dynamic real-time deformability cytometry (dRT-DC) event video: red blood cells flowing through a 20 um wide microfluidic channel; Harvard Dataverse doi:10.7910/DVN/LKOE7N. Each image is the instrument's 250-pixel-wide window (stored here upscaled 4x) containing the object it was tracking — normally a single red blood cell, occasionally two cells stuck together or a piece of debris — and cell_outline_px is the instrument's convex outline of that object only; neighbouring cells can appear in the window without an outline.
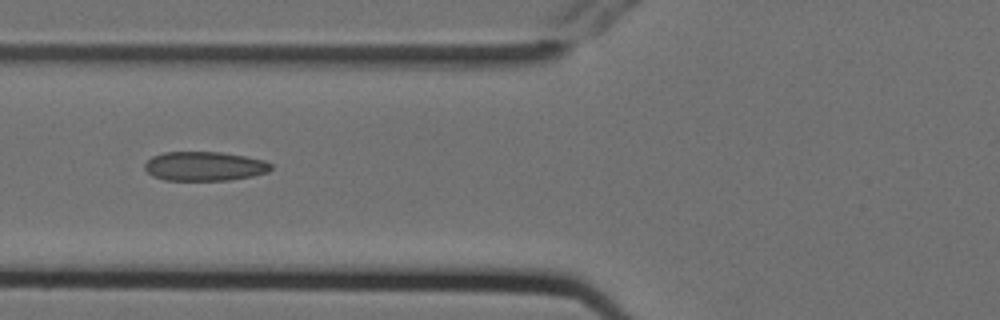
{"species": "Egyptian fruit bat (a non-hibernating species)", "species_latin": "Rousettus aegyptiacus", "temperature_condition": "cold", "stored_images_in_passage": 3, "camera_frame_rate_fps": 3000, "um_per_image_px": 0.085, "animal": {"sex": "female"}, "frame": {"image": 1, "passage_image": 3, "time_ms": 0.667, "image_size_px": [1000, 320], "cell_outline_px": [[272, 168], [268, 172], [252, 176], [228, 180], [164, 180], [152, 176], [144, 168], [144, 164], [152, 156], [164, 152], [220, 152], [244, 156], [264, 160], [272, 164]], "centroid_in_image_um": [17.37, 14.13], "position_along_channel_um": 108.4, "area_um2": 21.5}}